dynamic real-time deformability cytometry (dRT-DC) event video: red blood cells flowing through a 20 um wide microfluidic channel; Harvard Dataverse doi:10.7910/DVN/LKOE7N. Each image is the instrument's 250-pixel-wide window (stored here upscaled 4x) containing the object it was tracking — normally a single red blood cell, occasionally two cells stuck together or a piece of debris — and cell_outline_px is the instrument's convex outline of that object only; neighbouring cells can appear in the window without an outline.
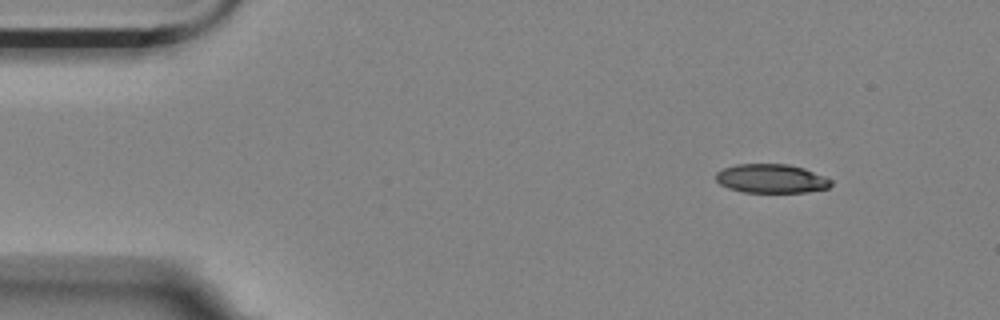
{"species": "Egyptian fruit bat (a non-hibernating species)", "species_latin": "Rousettus aegyptiacus", "temperature_condition": "room temperature", "stored_images_in_passage": 4, "camera_frame_rate_fps": 3000, "um_per_image_px": 0.085, "animal": {"sex": "female"}, "frame": {"image": 1, "passage_image": 1, "time_ms": 0.0, "image_size_px": [1000, 320], "cell_outline_px": [[832, 184], [828, 188], [808, 192], [744, 192], [728, 188], [720, 184], [716, 180], [716, 172], [724, 168], [736, 164], [788, 164], [804, 168], [824, 176], [832, 180]], "centroid_in_image_um": [65.57, 15.18], "position_along_channel_um": 19.4, "area_um2": 19.42}}
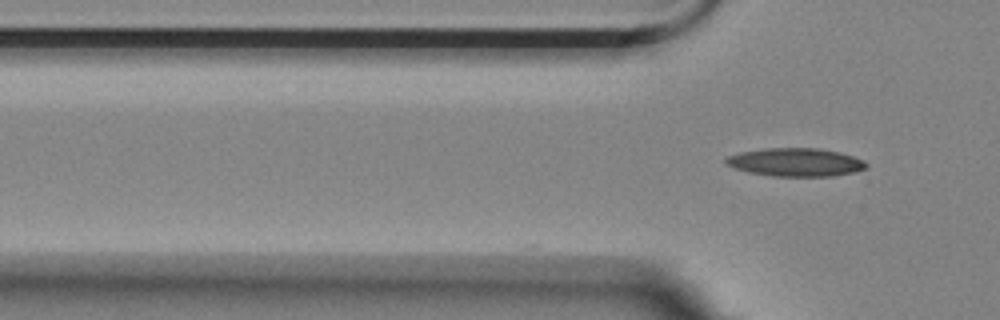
{"frame": {"image": 2, "passage_image": 4, "time_ms": 1.0, "image_size_px": [1000, 320], "cell_outline_px": [[868, 168], [852, 172], [832, 176], [772, 176], [748, 172], [724, 164], [724, 160], [728, 156], [740, 152], [764, 148], [820, 148], [840, 152], [852, 156], [868, 164]], "centroid_in_image_um": [67.6, 13.78], "position_along_channel_um": 58.2, "area_um2": 23.06}}